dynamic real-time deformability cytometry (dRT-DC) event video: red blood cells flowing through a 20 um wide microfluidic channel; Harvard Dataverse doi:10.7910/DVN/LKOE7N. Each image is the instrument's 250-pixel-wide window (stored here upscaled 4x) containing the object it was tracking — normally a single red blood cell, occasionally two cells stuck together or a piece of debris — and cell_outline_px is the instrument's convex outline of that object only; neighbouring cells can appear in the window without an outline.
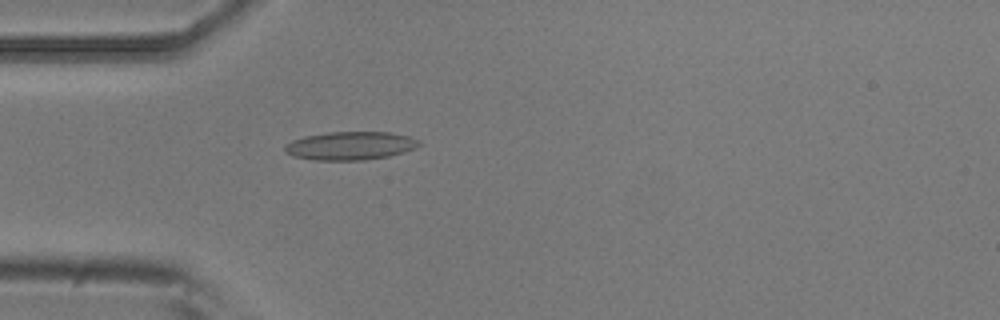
{"species": "common noctule bat (a hibernating species)", "species_latin": "Nyctalus noctula", "temperature_condition": "room temperature", "stored_images_in_passage": 4, "camera_frame_rate_fps": 3000, "um_per_image_px": 0.085, "animal": {"sex": "male", "body_mass_g": 20.5, "forearm_length_mm": 52.5}, "frame": {"image": 1, "passage_image": 4, "time_ms": 1.0, "image_size_px": [1000, 320], "cell_outline_px": [[420, 144], [416, 148], [404, 152], [388, 156], [364, 160], [312, 160], [292, 156], [284, 152], [284, 144], [292, 140], [304, 136], [328, 132], [392, 132], [408, 136], [420, 140]], "centroid_in_image_um": [29.75, 12.39], "position_along_channel_um": 55.3, "area_um2": 22.37}}